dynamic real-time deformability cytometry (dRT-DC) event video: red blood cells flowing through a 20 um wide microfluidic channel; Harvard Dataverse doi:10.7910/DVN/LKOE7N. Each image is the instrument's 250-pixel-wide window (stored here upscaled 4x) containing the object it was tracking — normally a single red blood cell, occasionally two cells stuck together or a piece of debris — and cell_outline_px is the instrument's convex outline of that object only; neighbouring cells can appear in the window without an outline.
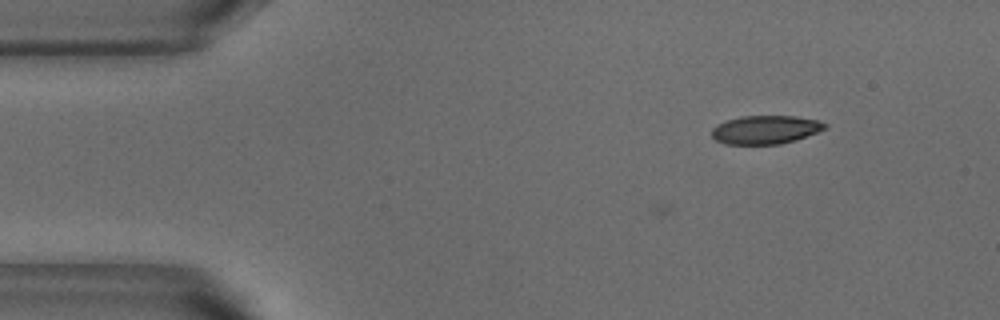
{"species": "common noctule bat (a hibernating species)", "species_latin": "Nyctalus noctula", "temperature_condition": "warm", "stored_images_in_passage": 46, "camera_frame_rate_fps": 3000, "um_per_image_px": 0.085, "animal": {"sex": "male", "body_mass_g": 18.8}, "frame": {"image": 1, "passage_image": 1, "time_ms": 0.0, "image_size_px": [1000, 320], "cell_outline_px": [[828, 124], [824, 128], [816, 132], [796, 140], [780, 144], [724, 144], [716, 140], [712, 136], [712, 128], [716, 124], [740, 116], [796, 116], [816, 120]], "centroid_in_image_um": [65.03, 11.02], "position_along_channel_um": 20.0, "area_um2": 18.67}}
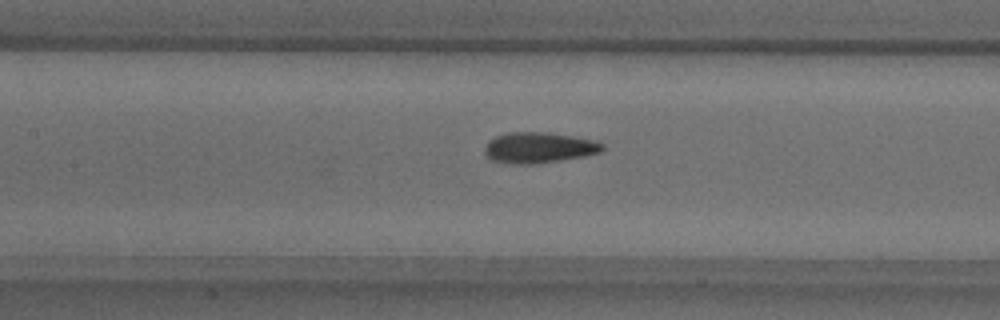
{"frame": {"image": 2, "passage_image": 18, "time_ms": 5.667, "image_size_px": [1000, 320], "cell_outline_px": [[604, 148], [600, 152], [584, 156], [532, 164], [516, 164], [492, 160], [484, 152], [484, 148], [488, 140], [496, 136], [508, 132], [548, 132], [596, 140], [604, 144]], "centroid_in_image_um": [45.8, 12.53], "position_along_channel_um": 161.6, "area_um2": 21.04}}
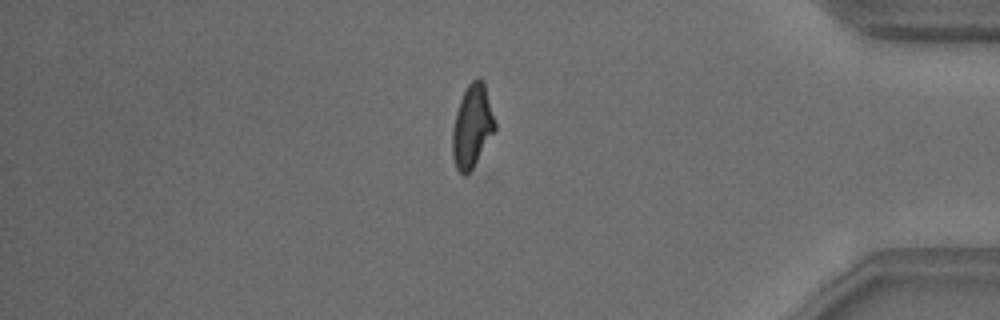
{"frame": {"image": 3, "passage_image": 39, "time_ms": 12.667, "image_size_px": [1000, 320], "cell_outline_px": [[496, 128], [472, 168], [464, 176], [456, 168], [452, 156], [452, 128], [456, 112], [460, 100], [468, 84], [472, 80], [480, 76], [484, 80], [496, 124]], "centroid_in_image_um": [40.12, 10.69], "position_along_channel_um": 395.1, "area_um2": 20.4}, "authors_computed_cell_mechanics": {"area_um2": 20.3167, "velocity_mm_per_s": 3.8136, "shape_relaxation_time_tau1_ms": 3.5894, "shape_relaxation_time_tau2_ms": 1.9986, "deformation_change_tau1": 0.1725, "deformation_change_tau2": 0.0997}}